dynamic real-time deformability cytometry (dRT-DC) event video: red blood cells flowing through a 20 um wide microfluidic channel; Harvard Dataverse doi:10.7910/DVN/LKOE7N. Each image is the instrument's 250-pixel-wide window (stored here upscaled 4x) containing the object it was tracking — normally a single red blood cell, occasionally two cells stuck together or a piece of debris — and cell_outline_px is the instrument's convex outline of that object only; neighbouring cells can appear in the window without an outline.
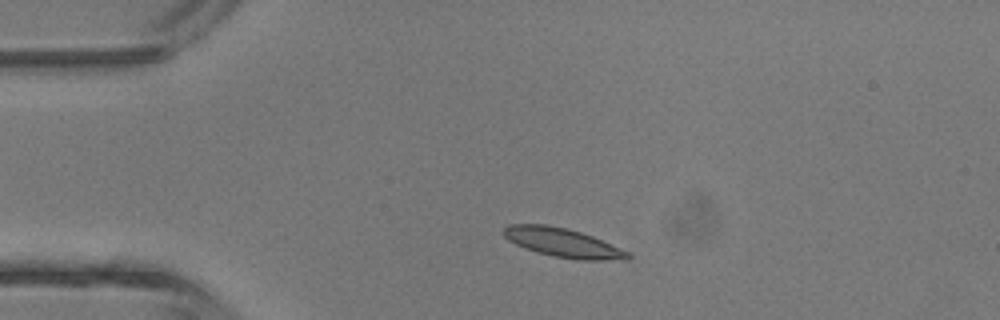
{"species": "common noctule bat (a hibernating species)", "species_latin": "Nyctalus noctula", "temperature_condition": "room temperature", "stored_images_in_passage": 1, "camera_frame_rate_fps": 3000, "um_per_image_px": 0.085, "animal": {"sex": "male", "body_mass_g": 13.3}, "frame": {"image": 1, "passage_image": 1, "time_ms": 0.0, "image_size_px": [1000, 320], "cell_outline_px": [[632, 260], [580, 260], [552, 256], [536, 252], [524, 248], [508, 240], [504, 236], [504, 228], [508, 224], [548, 224], [568, 228], [592, 236], [620, 248], [628, 252], [632, 256]], "centroid_in_image_um": [47.85, 20.63], "position_along_channel_um": 37.1, "area_um2": 21.1}}